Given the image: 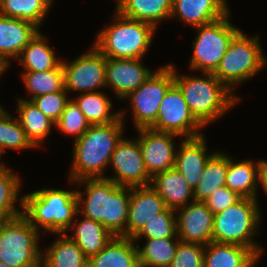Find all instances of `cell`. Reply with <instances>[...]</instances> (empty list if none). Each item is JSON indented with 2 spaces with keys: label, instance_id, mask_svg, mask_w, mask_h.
<instances>
[{
  "label": "cell",
  "instance_id": "obj_24",
  "mask_svg": "<svg viewBox=\"0 0 267 267\" xmlns=\"http://www.w3.org/2000/svg\"><path fill=\"white\" fill-rule=\"evenodd\" d=\"M259 257L249 248L210 242L204 250V267H256Z\"/></svg>",
  "mask_w": 267,
  "mask_h": 267
},
{
  "label": "cell",
  "instance_id": "obj_2",
  "mask_svg": "<svg viewBox=\"0 0 267 267\" xmlns=\"http://www.w3.org/2000/svg\"><path fill=\"white\" fill-rule=\"evenodd\" d=\"M174 84L180 89L191 114L205 128L223 117L229 109L240 102L213 73L200 76L180 74L173 65Z\"/></svg>",
  "mask_w": 267,
  "mask_h": 267
},
{
  "label": "cell",
  "instance_id": "obj_25",
  "mask_svg": "<svg viewBox=\"0 0 267 267\" xmlns=\"http://www.w3.org/2000/svg\"><path fill=\"white\" fill-rule=\"evenodd\" d=\"M81 218L80 221L74 220L69 227L68 231L72 230V234H65L89 258L100 252L114 235L100 222L83 216Z\"/></svg>",
  "mask_w": 267,
  "mask_h": 267
},
{
  "label": "cell",
  "instance_id": "obj_21",
  "mask_svg": "<svg viewBox=\"0 0 267 267\" xmlns=\"http://www.w3.org/2000/svg\"><path fill=\"white\" fill-rule=\"evenodd\" d=\"M39 31L30 21L0 15V55L11 64Z\"/></svg>",
  "mask_w": 267,
  "mask_h": 267
},
{
  "label": "cell",
  "instance_id": "obj_3",
  "mask_svg": "<svg viewBox=\"0 0 267 267\" xmlns=\"http://www.w3.org/2000/svg\"><path fill=\"white\" fill-rule=\"evenodd\" d=\"M23 196V216L40 233H67L78 213L76 190L43 188ZM42 229V230H41Z\"/></svg>",
  "mask_w": 267,
  "mask_h": 267
},
{
  "label": "cell",
  "instance_id": "obj_28",
  "mask_svg": "<svg viewBox=\"0 0 267 267\" xmlns=\"http://www.w3.org/2000/svg\"><path fill=\"white\" fill-rule=\"evenodd\" d=\"M45 36L39 31L16 58L23 65V72H43L62 64V59L56 57Z\"/></svg>",
  "mask_w": 267,
  "mask_h": 267
},
{
  "label": "cell",
  "instance_id": "obj_9",
  "mask_svg": "<svg viewBox=\"0 0 267 267\" xmlns=\"http://www.w3.org/2000/svg\"><path fill=\"white\" fill-rule=\"evenodd\" d=\"M174 84L173 63L161 66L136 90L123 100H128L135 129L150 128L157 119L162 99Z\"/></svg>",
  "mask_w": 267,
  "mask_h": 267
},
{
  "label": "cell",
  "instance_id": "obj_18",
  "mask_svg": "<svg viewBox=\"0 0 267 267\" xmlns=\"http://www.w3.org/2000/svg\"><path fill=\"white\" fill-rule=\"evenodd\" d=\"M69 182L75 186H83L85 190L83 192V190L76 189L78 213L105 226L107 194L116 184L106 178H85L76 182L69 180Z\"/></svg>",
  "mask_w": 267,
  "mask_h": 267
},
{
  "label": "cell",
  "instance_id": "obj_10",
  "mask_svg": "<svg viewBox=\"0 0 267 267\" xmlns=\"http://www.w3.org/2000/svg\"><path fill=\"white\" fill-rule=\"evenodd\" d=\"M64 89L68 94L97 92L106 89V57L92 45L74 60L62 59Z\"/></svg>",
  "mask_w": 267,
  "mask_h": 267
},
{
  "label": "cell",
  "instance_id": "obj_6",
  "mask_svg": "<svg viewBox=\"0 0 267 267\" xmlns=\"http://www.w3.org/2000/svg\"><path fill=\"white\" fill-rule=\"evenodd\" d=\"M266 66L267 56L263 54L259 34L249 37L240 30L231 40L213 74L235 94L236 85L252 80Z\"/></svg>",
  "mask_w": 267,
  "mask_h": 267
},
{
  "label": "cell",
  "instance_id": "obj_23",
  "mask_svg": "<svg viewBox=\"0 0 267 267\" xmlns=\"http://www.w3.org/2000/svg\"><path fill=\"white\" fill-rule=\"evenodd\" d=\"M88 267H140L137 245L132 238L113 236L100 252L88 258Z\"/></svg>",
  "mask_w": 267,
  "mask_h": 267
},
{
  "label": "cell",
  "instance_id": "obj_27",
  "mask_svg": "<svg viewBox=\"0 0 267 267\" xmlns=\"http://www.w3.org/2000/svg\"><path fill=\"white\" fill-rule=\"evenodd\" d=\"M17 118L25 131L27 138L36 147H43L46 138L52 134L55 123L45 116L31 100L17 97Z\"/></svg>",
  "mask_w": 267,
  "mask_h": 267
},
{
  "label": "cell",
  "instance_id": "obj_41",
  "mask_svg": "<svg viewBox=\"0 0 267 267\" xmlns=\"http://www.w3.org/2000/svg\"><path fill=\"white\" fill-rule=\"evenodd\" d=\"M205 246L186 243L179 240V245L169 267H204Z\"/></svg>",
  "mask_w": 267,
  "mask_h": 267
},
{
  "label": "cell",
  "instance_id": "obj_35",
  "mask_svg": "<svg viewBox=\"0 0 267 267\" xmlns=\"http://www.w3.org/2000/svg\"><path fill=\"white\" fill-rule=\"evenodd\" d=\"M22 81L27 89L26 91L31 94L32 98L50 94L54 92H60L64 89V71L62 64L58 68L46 70L43 72H22Z\"/></svg>",
  "mask_w": 267,
  "mask_h": 267
},
{
  "label": "cell",
  "instance_id": "obj_31",
  "mask_svg": "<svg viewBox=\"0 0 267 267\" xmlns=\"http://www.w3.org/2000/svg\"><path fill=\"white\" fill-rule=\"evenodd\" d=\"M71 98L90 125L110 124L120 117L119 111L111 112L113 103L102 91L82 93Z\"/></svg>",
  "mask_w": 267,
  "mask_h": 267
},
{
  "label": "cell",
  "instance_id": "obj_14",
  "mask_svg": "<svg viewBox=\"0 0 267 267\" xmlns=\"http://www.w3.org/2000/svg\"><path fill=\"white\" fill-rule=\"evenodd\" d=\"M175 212L180 241L204 246L212 242L214 214L205 202L192 201Z\"/></svg>",
  "mask_w": 267,
  "mask_h": 267
},
{
  "label": "cell",
  "instance_id": "obj_12",
  "mask_svg": "<svg viewBox=\"0 0 267 267\" xmlns=\"http://www.w3.org/2000/svg\"><path fill=\"white\" fill-rule=\"evenodd\" d=\"M114 175L105 177L116 185L128 187L150 186L151 177L146 171L137 138H124L118 142L110 158Z\"/></svg>",
  "mask_w": 267,
  "mask_h": 267
},
{
  "label": "cell",
  "instance_id": "obj_16",
  "mask_svg": "<svg viewBox=\"0 0 267 267\" xmlns=\"http://www.w3.org/2000/svg\"><path fill=\"white\" fill-rule=\"evenodd\" d=\"M206 141L205 134L183 138L177 149L174 168L185 178L192 190L199 182L206 163L215 153L208 152Z\"/></svg>",
  "mask_w": 267,
  "mask_h": 267
},
{
  "label": "cell",
  "instance_id": "obj_47",
  "mask_svg": "<svg viewBox=\"0 0 267 267\" xmlns=\"http://www.w3.org/2000/svg\"><path fill=\"white\" fill-rule=\"evenodd\" d=\"M0 267H9V266H7L4 263L0 262Z\"/></svg>",
  "mask_w": 267,
  "mask_h": 267
},
{
  "label": "cell",
  "instance_id": "obj_17",
  "mask_svg": "<svg viewBox=\"0 0 267 267\" xmlns=\"http://www.w3.org/2000/svg\"><path fill=\"white\" fill-rule=\"evenodd\" d=\"M167 207L151 186L130 187L126 237L133 238L144 224Z\"/></svg>",
  "mask_w": 267,
  "mask_h": 267
},
{
  "label": "cell",
  "instance_id": "obj_38",
  "mask_svg": "<svg viewBox=\"0 0 267 267\" xmlns=\"http://www.w3.org/2000/svg\"><path fill=\"white\" fill-rule=\"evenodd\" d=\"M178 237L176 228L175 210L166 208L163 212L155 214L151 220L147 221L143 228L132 238L135 243L143 238H168Z\"/></svg>",
  "mask_w": 267,
  "mask_h": 267
},
{
  "label": "cell",
  "instance_id": "obj_8",
  "mask_svg": "<svg viewBox=\"0 0 267 267\" xmlns=\"http://www.w3.org/2000/svg\"><path fill=\"white\" fill-rule=\"evenodd\" d=\"M231 13L206 25L196 27L197 35L192 44V56L189 68L199 73H213L227 48L240 31L230 20Z\"/></svg>",
  "mask_w": 267,
  "mask_h": 267
},
{
  "label": "cell",
  "instance_id": "obj_34",
  "mask_svg": "<svg viewBox=\"0 0 267 267\" xmlns=\"http://www.w3.org/2000/svg\"><path fill=\"white\" fill-rule=\"evenodd\" d=\"M55 0H0V15L30 21L41 28Z\"/></svg>",
  "mask_w": 267,
  "mask_h": 267
},
{
  "label": "cell",
  "instance_id": "obj_39",
  "mask_svg": "<svg viewBox=\"0 0 267 267\" xmlns=\"http://www.w3.org/2000/svg\"><path fill=\"white\" fill-rule=\"evenodd\" d=\"M89 127V122L72 98L67 102L64 111L55 123V128L59 132L75 136L74 140L83 136Z\"/></svg>",
  "mask_w": 267,
  "mask_h": 267
},
{
  "label": "cell",
  "instance_id": "obj_22",
  "mask_svg": "<svg viewBox=\"0 0 267 267\" xmlns=\"http://www.w3.org/2000/svg\"><path fill=\"white\" fill-rule=\"evenodd\" d=\"M150 186L162 197L169 209L176 211L194 201L193 190L175 168L155 174Z\"/></svg>",
  "mask_w": 267,
  "mask_h": 267
},
{
  "label": "cell",
  "instance_id": "obj_33",
  "mask_svg": "<svg viewBox=\"0 0 267 267\" xmlns=\"http://www.w3.org/2000/svg\"><path fill=\"white\" fill-rule=\"evenodd\" d=\"M130 187L116 185L107 194L105 227L114 236L126 237Z\"/></svg>",
  "mask_w": 267,
  "mask_h": 267
},
{
  "label": "cell",
  "instance_id": "obj_30",
  "mask_svg": "<svg viewBox=\"0 0 267 267\" xmlns=\"http://www.w3.org/2000/svg\"><path fill=\"white\" fill-rule=\"evenodd\" d=\"M227 169L228 154L215 150L193 190L194 201L204 202L214 191L226 186Z\"/></svg>",
  "mask_w": 267,
  "mask_h": 267
},
{
  "label": "cell",
  "instance_id": "obj_13",
  "mask_svg": "<svg viewBox=\"0 0 267 267\" xmlns=\"http://www.w3.org/2000/svg\"><path fill=\"white\" fill-rule=\"evenodd\" d=\"M144 165L149 176L174 168L179 135L156 131L152 128L136 129ZM176 146V147H175Z\"/></svg>",
  "mask_w": 267,
  "mask_h": 267
},
{
  "label": "cell",
  "instance_id": "obj_43",
  "mask_svg": "<svg viewBox=\"0 0 267 267\" xmlns=\"http://www.w3.org/2000/svg\"><path fill=\"white\" fill-rule=\"evenodd\" d=\"M265 193H267V160L264 163L262 173H261V187Z\"/></svg>",
  "mask_w": 267,
  "mask_h": 267
},
{
  "label": "cell",
  "instance_id": "obj_40",
  "mask_svg": "<svg viewBox=\"0 0 267 267\" xmlns=\"http://www.w3.org/2000/svg\"><path fill=\"white\" fill-rule=\"evenodd\" d=\"M69 94L62 89L60 92L44 94L31 101L51 121L56 123L65 109V105L71 99Z\"/></svg>",
  "mask_w": 267,
  "mask_h": 267
},
{
  "label": "cell",
  "instance_id": "obj_45",
  "mask_svg": "<svg viewBox=\"0 0 267 267\" xmlns=\"http://www.w3.org/2000/svg\"><path fill=\"white\" fill-rule=\"evenodd\" d=\"M10 219V217L0 209V228Z\"/></svg>",
  "mask_w": 267,
  "mask_h": 267
},
{
  "label": "cell",
  "instance_id": "obj_1",
  "mask_svg": "<svg viewBox=\"0 0 267 267\" xmlns=\"http://www.w3.org/2000/svg\"><path fill=\"white\" fill-rule=\"evenodd\" d=\"M120 117L110 124L90 125L86 133L74 140L72 164L68 180L105 178L110 158L122 139L126 110H119Z\"/></svg>",
  "mask_w": 267,
  "mask_h": 267
},
{
  "label": "cell",
  "instance_id": "obj_46",
  "mask_svg": "<svg viewBox=\"0 0 267 267\" xmlns=\"http://www.w3.org/2000/svg\"><path fill=\"white\" fill-rule=\"evenodd\" d=\"M3 154L0 152V160L2 158ZM7 167L6 163L4 161H0V170L5 169Z\"/></svg>",
  "mask_w": 267,
  "mask_h": 267
},
{
  "label": "cell",
  "instance_id": "obj_37",
  "mask_svg": "<svg viewBox=\"0 0 267 267\" xmlns=\"http://www.w3.org/2000/svg\"><path fill=\"white\" fill-rule=\"evenodd\" d=\"M36 148L27 138L17 117L0 107V152L5 150H25Z\"/></svg>",
  "mask_w": 267,
  "mask_h": 267
},
{
  "label": "cell",
  "instance_id": "obj_20",
  "mask_svg": "<svg viewBox=\"0 0 267 267\" xmlns=\"http://www.w3.org/2000/svg\"><path fill=\"white\" fill-rule=\"evenodd\" d=\"M228 154V169L226 187L236 192L242 198L258 200V189L261 187V173L266 160H238Z\"/></svg>",
  "mask_w": 267,
  "mask_h": 267
},
{
  "label": "cell",
  "instance_id": "obj_36",
  "mask_svg": "<svg viewBox=\"0 0 267 267\" xmlns=\"http://www.w3.org/2000/svg\"><path fill=\"white\" fill-rule=\"evenodd\" d=\"M22 181L21 177L11 171L8 166L0 170V209L10 218L23 214V195L20 194ZM17 201L19 208L16 207V205L18 206Z\"/></svg>",
  "mask_w": 267,
  "mask_h": 267
},
{
  "label": "cell",
  "instance_id": "obj_11",
  "mask_svg": "<svg viewBox=\"0 0 267 267\" xmlns=\"http://www.w3.org/2000/svg\"><path fill=\"white\" fill-rule=\"evenodd\" d=\"M150 128L180 138H192L202 135L204 127L191 114L180 89L173 84L162 99L156 122Z\"/></svg>",
  "mask_w": 267,
  "mask_h": 267
},
{
  "label": "cell",
  "instance_id": "obj_29",
  "mask_svg": "<svg viewBox=\"0 0 267 267\" xmlns=\"http://www.w3.org/2000/svg\"><path fill=\"white\" fill-rule=\"evenodd\" d=\"M42 251V267H88V257L65 233Z\"/></svg>",
  "mask_w": 267,
  "mask_h": 267
},
{
  "label": "cell",
  "instance_id": "obj_7",
  "mask_svg": "<svg viewBox=\"0 0 267 267\" xmlns=\"http://www.w3.org/2000/svg\"><path fill=\"white\" fill-rule=\"evenodd\" d=\"M40 232L23 216L0 228V262L9 267H42Z\"/></svg>",
  "mask_w": 267,
  "mask_h": 267
},
{
  "label": "cell",
  "instance_id": "obj_15",
  "mask_svg": "<svg viewBox=\"0 0 267 267\" xmlns=\"http://www.w3.org/2000/svg\"><path fill=\"white\" fill-rule=\"evenodd\" d=\"M142 60L106 58V89H112L117 99L122 101L155 71L144 65Z\"/></svg>",
  "mask_w": 267,
  "mask_h": 267
},
{
  "label": "cell",
  "instance_id": "obj_19",
  "mask_svg": "<svg viewBox=\"0 0 267 267\" xmlns=\"http://www.w3.org/2000/svg\"><path fill=\"white\" fill-rule=\"evenodd\" d=\"M229 8L224 0H172L170 19L196 28L225 17Z\"/></svg>",
  "mask_w": 267,
  "mask_h": 267
},
{
  "label": "cell",
  "instance_id": "obj_5",
  "mask_svg": "<svg viewBox=\"0 0 267 267\" xmlns=\"http://www.w3.org/2000/svg\"><path fill=\"white\" fill-rule=\"evenodd\" d=\"M259 206L256 199L241 198L215 214L212 241L247 247L261 258L264 249L253 239L261 232L262 210Z\"/></svg>",
  "mask_w": 267,
  "mask_h": 267
},
{
  "label": "cell",
  "instance_id": "obj_42",
  "mask_svg": "<svg viewBox=\"0 0 267 267\" xmlns=\"http://www.w3.org/2000/svg\"><path fill=\"white\" fill-rule=\"evenodd\" d=\"M241 198L236 192L224 186L214 191L204 202L215 215L235 204Z\"/></svg>",
  "mask_w": 267,
  "mask_h": 267
},
{
  "label": "cell",
  "instance_id": "obj_4",
  "mask_svg": "<svg viewBox=\"0 0 267 267\" xmlns=\"http://www.w3.org/2000/svg\"><path fill=\"white\" fill-rule=\"evenodd\" d=\"M112 23L98 31L92 44L106 57L142 59L151 47L156 28L114 10Z\"/></svg>",
  "mask_w": 267,
  "mask_h": 267
},
{
  "label": "cell",
  "instance_id": "obj_32",
  "mask_svg": "<svg viewBox=\"0 0 267 267\" xmlns=\"http://www.w3.org/2000/svg\"><path fill=\"white\" fill-rule=\"evenodd\" d=\"M143 247L137 244L140 267H169L175 257L178 237L145 238Z\"/></svg>",
  "mask_w": 267,
  "mask_h": 267
},
{
  "label": "cell",
  "instance_id": "obj_26",
  "mask_svg": "<svg viewBox=\"0 0 267 267\" xmlns=\"http://www.w3.org/2000/svg\"><path fill=\"white\" fill-rule=\"evenodd\" d=\"M115 10L124 17L147 22L158 29V24L170 18L172 0H116Z\"/></svg>",
  "mask_w": 267,
  "mask_h": 267
},
{
  "label": "cell",
  "instance_id": "obj_44",
  "mask_svg": "<svg viewBox=\"0 0 267 267\" xmlns=\"http://www.w3.org/2000/svg\"><path fill=\"white\" fill-rule=\"evenodd\" d=\"M10 67V63L2 55H0V78L6 71H8L7 69Z\"/></svg>",
  "mask_w": 267,
  "mask_h": 267
}]
</instances>
